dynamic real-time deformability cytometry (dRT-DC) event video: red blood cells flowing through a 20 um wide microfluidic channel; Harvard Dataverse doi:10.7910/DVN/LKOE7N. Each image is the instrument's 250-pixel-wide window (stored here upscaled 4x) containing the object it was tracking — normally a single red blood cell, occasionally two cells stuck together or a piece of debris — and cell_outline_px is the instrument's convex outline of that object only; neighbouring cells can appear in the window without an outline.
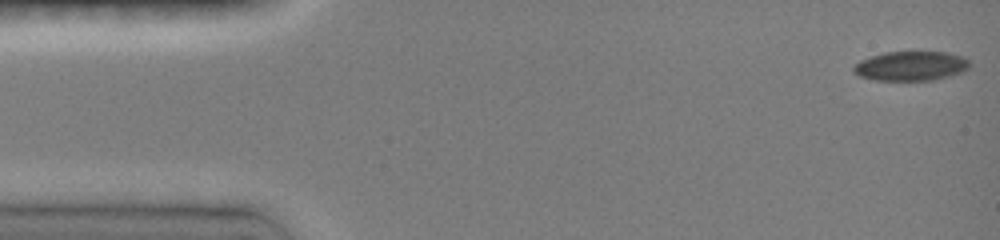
{"species": "common noctule bat (a hibernating species)", "species_latin": "Nyctalus noctula", "temperature_condition": "room temperature", "stored_images_in_passage": 41, "camera_frame_rate_fps": 3000, "um_per_image_px": 0.085, "animal": {"sex": "female", "body_mass_g": 19.0, "forearm_length_mm": 51.5}, "frame": {"image": 1, "passage_image": 1, "time_ms": 0.0, "image_size_px": [1000, 240], "cell_outline_px": [[968, 68], [960, 72], [948, 76], [932, 80], [872, 80], [860, 76], [852, 72], [852, 68], [860, 60], [884, 52], [944, 52], [960, 56], [968, 60]], "centroid_in_image_um": [77.36, 5.61], "position_along_channel_um": 7.6, "area_um2": 19.65}}
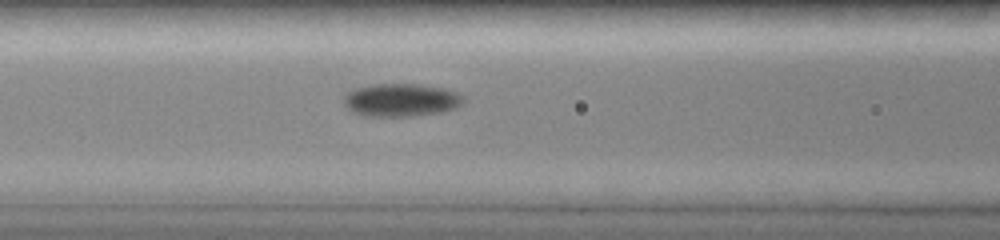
{"frame": {"image": 2, "passage_image": 22, "time_ms": 6.0, "image_size_px": [1000, 240], "cell_outline_px": [[464, 100], [456, 108], [440, 112], [412, 116], [364, 116], [352, 112], [344, 104], [344, 96], [348, 92], [356, 88], [376, 84], [420, 84], [448, 88], [464, 96]], "centroid_in_image_um": [34.11, 8.5], "position_along_channel_um": 132.5, "area_um2": 23.06}}
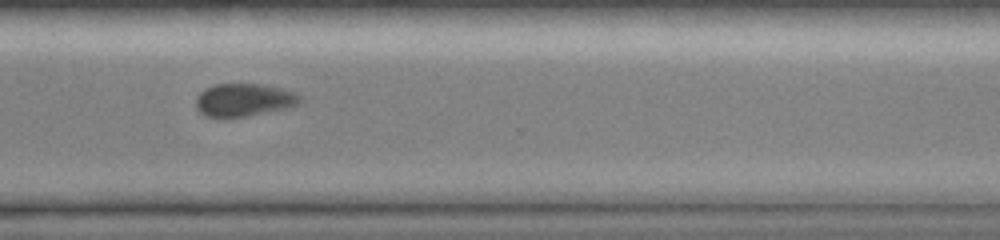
{"frame": {"image": 3, "passage_image": 40, "time_ms": 11.333, "image_size_px": [1000, 240], "cell_outline_px": [[304, 100], [288, 108], [244, 116], [204, 116], [196, 108], [196, 96], [204, 88], [216, 84], [264, 84], [296, 92], [304, 96]], "centroid_in_image_um": [20.76, 8.47], "position_along_channel_um": 349.8, "area_um2": 19.94}}